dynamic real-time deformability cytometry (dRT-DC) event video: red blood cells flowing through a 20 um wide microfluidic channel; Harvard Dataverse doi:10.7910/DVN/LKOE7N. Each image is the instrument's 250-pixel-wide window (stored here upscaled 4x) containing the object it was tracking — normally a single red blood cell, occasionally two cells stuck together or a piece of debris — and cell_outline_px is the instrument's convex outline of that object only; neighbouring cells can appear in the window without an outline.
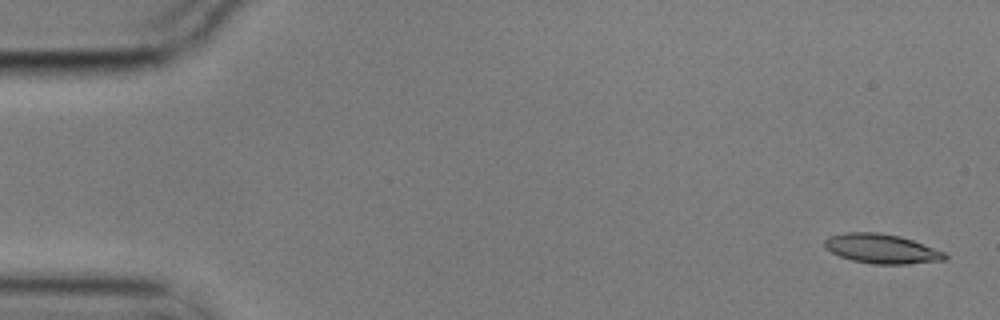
{"species": "common noctule bat (a hibernating species)", "species_latin": "Nyctalus noctula", "temperature_condition": "cold", "stored_images_in_passage": 56, "camera_frame_rate_fps": 3000, "um_per_image_px": 0.085, "animal": {"sex": "male", "body_mass_g": 17.9}, "frame": {"image": 1, "passage_image": 2, "time_ms": 0.333, "image_size_px": [1000, 320], "cell_outline_px": [[948, 256], [944, 260], [904, 264], [872, 264], [852, 260], [840, 256], [824, 248], [824, 240], [828, 236], [844, 232], [876, 232], [900, 236], [912, 240], [944, 252]], "centroid_in_image_um": [74.89, 21.13], "position_along_channel_um": 10.1, "area_um2": 20.58}}
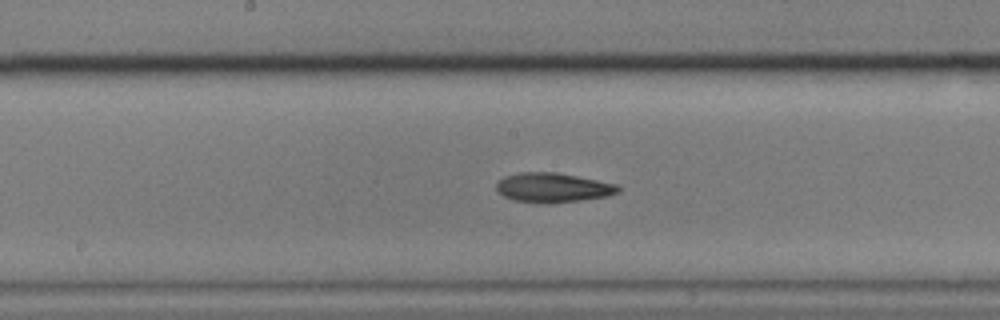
{"frame": {"image": 2, "passage_image": 29, "time_ms": 9.333, "image_size_px": [1000, 320], "cell_outline_px": [[620, 192], [608, 196], [580, 200], [548, 204], [540, 204], [516, 200], [504, 196], [496, 192], [496, 184], [504, 176], [520, 172], [556, 172], [616, 184], [620, 188]], "centroid_in_image_um": [46.97, 15.95], "position_along_channel_um": 201.2, "area_um2": 20.98}}
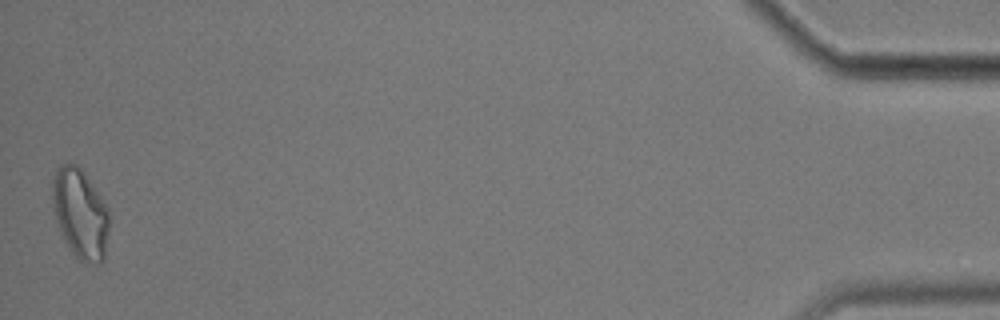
{"frame": {"image": 3, "passage_image": 56, "time_ms": 18.333, "image_size_px": [1000, 320], "cell_outline_px": [[108, 232], [104, 260], [100, 264], [96, 264], [80, 260], [72, 252], [56, 220], [52, 200], [52, 184], [56, 168], [60, 164], [76, 164], [84, 172], [108, 208]], "centroid_in_image_um": [6.83, 18.14], "position_along_channel_um": 428.4, "area_um2": 29.25}, "authors_computed_cell_mechanics": {"area_um2": 20.9814, "velocity_mm_per_s": 3.5202, "shape_relaxation_time_tau1_ms": 8.5612, "shape_relaxation_time_tau2_ms": 4.3375, "deformation_change_tau1": 0.1791, "deformation_change_tau2": 0.1245}}